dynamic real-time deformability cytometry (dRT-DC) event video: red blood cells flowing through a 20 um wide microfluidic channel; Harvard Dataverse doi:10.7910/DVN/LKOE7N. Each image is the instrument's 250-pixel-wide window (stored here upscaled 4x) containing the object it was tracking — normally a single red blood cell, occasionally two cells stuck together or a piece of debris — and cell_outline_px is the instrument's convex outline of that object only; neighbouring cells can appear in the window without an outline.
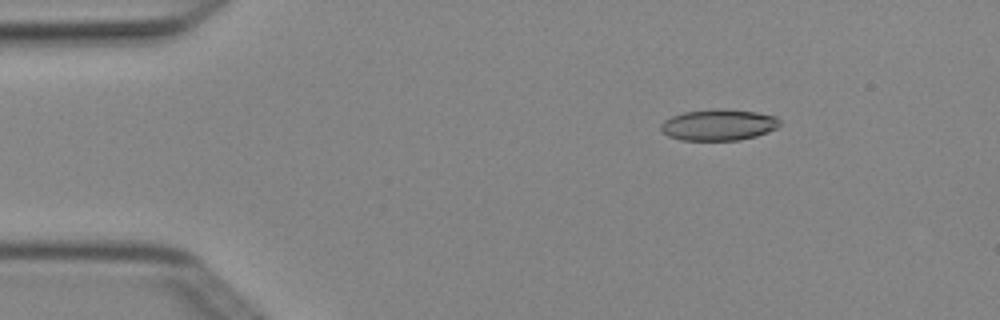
{"species": "Egyptian fruit bat (a non-hibernating species)", "species_latin": "Rousettus aegyptiacus", "temperature_condition": "cold", "stored_images_in_passage": 4, "camera_frame_rate_fps": 3000, "um_per_image_px": 0.085, "animal": {"sex": "female"}, "frame": {"image": 1, "passage_image": 2, "time_ms": 0.333, "image_size_px": [1000, 320], "cell_outline_px": [[780, 124], [776, 128], [768, 132], [756, 136], [740, 140], [680, 140], [668, 136], [660, 128], [660, 124], [664, 120], [672, 116], [684, 112], [712, 108], [720, 108], [756, 112], [776, 116], [780, 120]], "centroid_in_image_um": [61.08, 10.6], "position_along_channel_um": 23.9, "area_um2": 21.79}}
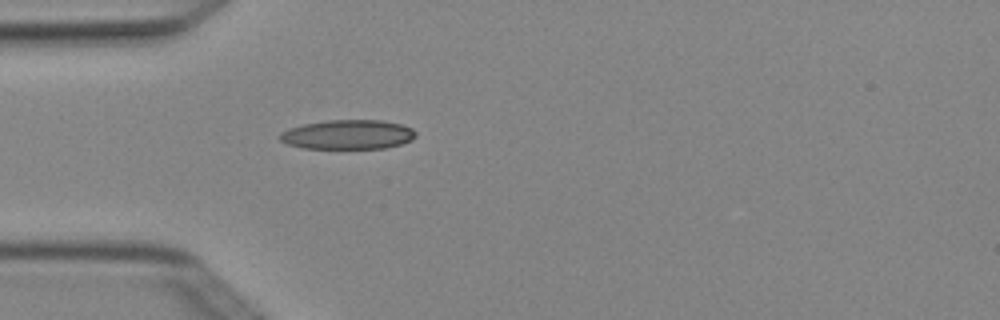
{"frame": {"image": 2, "passage_image": 4, "time_ms": 1.0, "image_size_px": [1000, 320], "cell_outline_px": [[416, 136], [412, 140], [400, 144], [384, 148], [304, 148], [288, 144], [280, 140], [276, 136], [280, 132], [288, 128], [304, 124], [328, 120], [380, 120], [400, 124], [412, 128], [416, 132]], "centroid_in_image_um": [29.54, 11.43], "position_along_channel_um": 55.5, "area_um2": 23.29}}